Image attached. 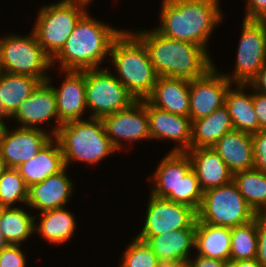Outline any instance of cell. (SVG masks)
<instances>
[{"mask_svg":"<svg viewBox=\"0 0 266 267\" xmlns=\"http://www.w3.org/2000/svg\"><path fill=\"white\" fill-rule=\"evenodd\" d=\"M219 5V0H162L160 26L155 30L207 50L210 34L223 20Z\"/></svg>","mask_w":266,"mask_h":267,"instance_id":"cell-1","label":"cell"},{"mask_svg":"<svg viewBox=\"0 0 266 267\" xmlns=\"http://www.w3.org/2000/svg\"><path fill=\"white\" fill-rule=\"evenodd\" d=\"M134 34L144 43L159 77L193 80L215 66L207 50L197 44L167 38L155 29Z\"/></svg>","mask_w":266,"mask_h":267,"instance_id":"cell-2","label":"cell"},{"mask_svg":"<svg viewBox=\"0 0 266 267\" xmlns=\"http://www.w3.org/2000/svg\"><path fill=\"white\" fill-rule=\"evenodd\" d=\"M85 14L77 23L61 50L51 59L59 61L61 71L97 69L110 54L113 42L122 33Z\"/></svg>","mask_w":266,"mask_h":267,"instance_id":"cell-3","label":"cell"},{"mask_svg":"<svg viewBox=\"0 0 266 267\" xmlns=\"http://www.w3.org/2000/svg\"><path fill=\"white\" fill-rule=\"evenodd\" d=\"M110 58L119 77L135 100H146L152 93L158 74L144 43L131 32H123L113 42Z\"/></svg>","mask_w":266,"mask_h":267,"instance_id":"cell-4","label":"cell"},{"mask_svg":"<svg viewBox=\"0 0 266 267\" xmlns=\"http://www.w3.org/2000/svg\"><path fill=\"white\" fill-rule=\"evenodd\" d=\"M151 179L155 185L150 194L187 205L197 212L203 191L186 152L166 154Z\"/></svg>","mask_w":266,"mask_h":267,"instance_id":"cell-5","label":"cell"},{"mask_svg":"<svg viewBox=\"0 0 266 267\" xmlns=\"http://www.w3.org/2000/svg\"><path fill=\"white\" fill-rule=\"evenodd\" d=\"M55 138L61 146L66 167L71 160L95 164L117 151L106 135L102 119L64 123Z\"/></svg>","mask_w":266,"mask_h":267,"instance_id":"cell-6","label":"cell"},{"mask_svg":"<svg viewBox=\"0 0 266 267\" xmlns=\"http://www.w3.org/2000/svg\"><path fill=\"white\" fill-rule=\"evenodd\" d=\"M87 5L79 1L60 0L40 9L33 33L51 59L61 50L78 21L87 13Z\"/></svg>","mask_w":266,"mask_h":267,"instance_id":"cell-7","label":"cell"},{"mask_svg":"<svg viewBox=\"0 0 266 267\" xmlns=\"http://www.w3.org/2000/svg\"><path fill=\"white\" fill-rule=\"evenodd\" d=\"M255 217V212L248 206L237 185L232 181L203 192L196 220L232 228L246 224Z\"/></svg>","mask_w":266,"mask_h":267,"instance_id":"cell-8","label":"cell"},{"mask_svg":"<svg viewBox=\"0 0 266 267\" xmlns=\"http://www.w3.org/2000/svg\"><path fill=\"white\" fill-rule=\"evenodd\" d=\"M4 72L27 75L45 82V71L52 66L51 58L43 51L35 34L30 36L9 35L0 39Z\"/></svg>","mask_w":266,"mask_h":267,"instance_id":"cell-9","label":"cell"},{"mask_svg":"<svg viewBox=\"0 0 266 267\" xmlns=\"http://www.w3.org/2000/svg\"><path fill=\"white\" fill-rule=\"evenodd\" d=\"M86 106L91 118L102 119L129 107L135 98L116 76L106 69L85 70Z\"/></svg>","mask_w":266,"mask_h":267,"instance_id":"cell-10","label":"cell"},{"mask_svg":"<svg viewBox=\"0 0 266 267\" xmlns=\"http://www.w3.org/2000/svg\"><path fill=\"white\" fill-rule=\"evenodd\" d=\"M266 63V26L259 20L243 19L235 72L224 76L233 84H248Z\"/></svg>","mask_w":266,"mask_h":267,"instance_id":"cell-11","label":"cell"},{"mask_svg":"<svg viewBox=\"0 0 266 267\" xmlns=\"http://www.w3.org/2000/svg\"><path fill=\"white\" fill-rule=\"evenodd\" d=\"M145 223L136 238L146 241L151 236L181 229H196L197 212L184 204L149 195Z\"/></svg>","mask_w":266,"mask_h":267,"instance_id":"cell-12","label":"cell"},{"mask_svg":"<svg viewBox=\"0 0 266 267\" xmlns=\"http://www.w3.org/2000/svg\"><path fill=\"white\" fill-rule=\"evenodd\" d=\"M102 121L106 135L117 150L122 148V140L131 142L151 139L147 99L136 100L129 107L103 117Z\"/></svg>","mask_w":266,"mask_h":267,"instance_id":"cell-13","label":"cell"},{"mask_svg":"<svg viewBox=\"0 0 266 267\" xmlns=\"http://www.w3.org/2000/svg\"><path fill=\"white\" fill-rule=\"evenodd\" d=\"M212 67L205 75L189 81V117L191 122L210 115L225 105L231 82Z\"/></svg>","mask_w":266,"mask_h":267,"instance_id":"cell-14","label":"cell"},{"mask_svg":"<svg viewBox=\"0 0 266 267\" xmlns=\"http://www.w3.org/2000/svg\"><path fill=\"white\" fill-rule=\"evenodd\" d=\"M53 138L40 128L5 129L0 150L7 168H18L35 155Z\"/></svg>","mask_w":266,"mask_h":267,"instance_id":"cell-15","label":"cell"},{"mask_svg":"<svg viewBox=\"0 0 266 267\" xmlns=\"http://www.w3.org/2000/svg\"><path fill=\"white\" fill-rule=\"evenodd\" d=\"M50 77L45 82H41L33 93L23 100L16 112L10 117L17 119L22 126L20 128H38L37 124L45 123L56 119L57 124L52 129L50 135L55 137L59 131V117L57 111L56 97Z\"/></svg>","mask_w":266,"mask_h":267,"instance_id":"cell-16","label":"cell"},{"mask_svg":"<svg viewBox=\"0 0 266 267\" xmlns=\"http://www.w3.org/2000/svg\"><path fill=\"white\" fill-rule=\"evenodd\" d=\"M147 115L151 139H170L178 145L170 152H187L191 149L192 122L189 116L170 113L153 106L147 100Z\"/></svg>","mask_w":266,"mask_h":267,"instance_id":"cell-17","label":"cell"},{"mask_svg":"<svg viewBox=\"0 0 266 267\" xmlns=\"http://www.w3.org/2000/svg\"><path fill=\"white\" fill-rule=\"evenodd\" d=\"M65 81L59 88L53 87L57 111L59 117V128L62 124L83 120V115L86 106V92H85V70L75 71L66 70Z\"/></svg>","mask_w":266,"mask_h":267,"instance_id":"cell-18","label":"cell"},{"mask_svg":"<svg viewBox=\"0 0 266 267\" xmlns=\"http://www.w3.org/2000/svg\"><path fill=\"white\" fill-rule=\"evenodd\" d=\"M66 168L41 183L29 186L26 206L39 210L40 213L65 207L73 190V182L67 176Z\"/></svg>","mask_w":266,"mask_h":267,"instance_id":"cell-19","label":"cell"},{"mask_svg":"<svg viewBox=\"0 0 266 267\" xmlns=\"http://www.w3.org/2000/svg\"><path fill=\"white\" fill-rule=\"evenodd\" d=\"M186 153L203 192L233 181V173L212 147L193 148Z\"/></svg>","mask_w":266,"mask_h":267,"instance_id":"cell-20","label":"cell"},{"mask_svg":"<svg viewBox=\"0 0 266 267\" xmlns=\"http://www.w3.org/2000/svg\"><path fill=\"white\" fill-rule=\"evenodd\" d=\"M212 148L233 174L254 167L253 142L250 133L233 129L219 139Z\"/></svg>","mask_w":266,"mask_h":267,"instance_id":"cell-21","label":"cell"},{"mask_svg":"<svg viewBox=\"0 0 266 267\" xmlns=\"http://www.w3.org/2000/svg\"><path fill=\"white\" fill-rule=\"evenodd\" d=\"M189 81L184 78L158 77L147 100L159 109L189 116Z\"/></svg>","mask_w":266,"mask_h":267,"instance_id":"cell-22","label":"cell"},{"mask_svg":"<svg viewBox=\"0 0 266 267\" xmlns=\"http://www.w3.org/2000/svg\"><path fill=\"white\" fill-rule=\"evenodd\" d=\"M195 231L196 229L169 231L151 236L145 242L162 265L189 261V252L195 248Z\"/></svg>","mask_w":266,"mask_h":267,"instance_id":"cell-23","label":"cell"},{"mask_svg":"<svg viewBox=\"0 0 266 267\" xmlns=\"http://www.w3.org/2000/svg\"><path fill=\"white\" fill-rule=\"evenodd\" d=\"M65 167L61 146L54 137L34 158L22 163L17 169L29 187L43 182L47 177L59 173Z\"/></svg>","mask_w":266,"mask_h":267,"instance_id":"cell-24","label":"cell"},{"mask_svg":"<svg viewBox=\"0 0 266 267\" xmlns=\"http://www.w3.org/2000/svg\"><path fill=\"white\" fill-rule=\"evenodd\" d=\"M231 228L214 226L196 220L195 249L197 255L218 259L230 260Z\"/></svg>","mask_w":266,"mask_h":267,"instance_id":"cell-25","label":"cell"},{"mask_svg":"<svg viewBox=\"0 0 266 267\" xmlns=\"http://www.w3.org/2000/svg\"><path fill=\"white\" fill-rule=\"evenodd\" d=\"M237 89L229 87L225 97V107L230 114L233 128L235 130L255 133L260 130L256 112L253 105V93L244 92L248 84H236Z\"/></svg>","mask_w":266,"mask_h":267,"instance_id":"cell-26","label":"cell"},{"mask_svg":"<svg viewBox=\"0 0 266 267\" xmlns=\"http://www.w3.org/2000/svg\"><path fill=\"white\" fill-rule=\"evenodd\" d=\"M233 129L230 114L224 105L207 117L192 121L191 149L212 147Z\"/></svg>","mask_w":266,"mask_h":267,"instance_id":"cell-27","label":"cell"},{"mask_svg":"<svg viewBox=\"0 0 266 267\" xmlns=\"http://www.w3.org/2000/svg\"><path fill=\"white\" fill-rule=\"evenodd\" d=\"M40 83L41 81L38 78L3 72L0 75L2 95L0 104L5 113L11 117L20 103L28 98Z\"/></svg>","mask_w":266,"mask_h":267,"instance_id":"cell-28","label":"cell"},{"mask_svg":"<svg viewBox=\"0 0 266 267\" xmlns=\"http://www.w3.org/2000/svg\"><path fill=\"white\" fill-rule=\"evenodd\" d=\"M40 223H34V232H38L50 243L67 242L76 229V222L64 207L41 212Z\"/></svg>","mask_w":266,"mask_h":267,"instance_id":"cell-29","label":"cell"},{"mask_svg":"<svg viewBox=\"0 0 266 267\" xmlns=\"http://www.w3.org/2000/svg\"><path fill=\"white\" fill-rule=\"evenodd\" d=\"M233 182L256 215H266V173L255 168L233 174Z\"/></svg>","mask_w":266,"mask_h":267,"instance_id":"cell-30","label":"cell"},{"mask_svg":"<svg viewBox=\"0 0 266 267\" xmlns=\"http://www.w3.org/2000/svg\"><path fill=\"white\" fill-rule=\"evenodd\" d=\"M35 217L20 207L0 208V228L5 240L12 245H21L34 233Z\"/></svg>","mask_w":266,"mask_h":267,"instance_id":"cell-31","label":"cell"},{"mask_svg":"<svg viewBox=\"0 0 266 267\" xmlns=\"http://www.w3.org/2000/svg\"><path fill=\"white\" fill-rule=\"evenodd\" d=\"M230 260L257 258V215L250 222L231 228Z\"/></svg>","mask_w":266,"mask_h":267,"instance_id":"cell-32","label":"cell"},{"mask_svg":"<svg viewBox=\"0 0 266 267\" xmlns=\"http://www.w3.org/2000/svg\"><path fill=\"white\" fill-rule=\"evenodd\" d=\"M28 187L17 168H6L0 175V208L27 203Z\"/></svg>","mask_w":266,"mask_h":267,"instance_id":"cell-33","label":"cell"},{"mask_svg":"<svg viewBox=\"0 0 266 267\" xmlns=\"http://www.w3.org/2000/svg\"><path fill=\"white\" fill-rule=\"evenodd\" d=\"M133 239L124 251L120 267H160L162 265L146 242L136 237Z\"/></svg>","mask_w":266,"mask_h":267,"instance_id":"cell-34","label":"cell"},{"mask_svg":"<svg viewBox=\"0 0 266 267\" xmlns=\"http://www.w3.org/2000/svg\"><path fill=\"white\" fill-rule=\"evenodd\" d=\"M254 167L266 173V130H259L252 133Z\"/></svg>","mask_w":266,"mask_h":267,"instance_id":"cell-35","label":"cell"},{"mask_svg":"<svg viewBox=\"0 0 266 267\" xmlns=\"http://www.w3.org/2000/svg\"><path fill=\"white\" fill-rule=\"evenodd\" d=\"M21 245L9 244L0 251V267H26V260Z\"/></svg>","mask_w":266,"mask_h":267,"instance_id":"cell-36","label":"cell"},{"mask_svg":"<svg viewBox=\"0 0 266 267\" xmlns=\"http://www.w3.org/2000/svg\"><path fill=\"white\" fill-rule=\"evenodd\" d=\"M266 267V215H257V258Z\"/></svg>","mask_w":266,"mask_h":267,"instance_id":"cell-37","label":"cell"},{"mask_svg":"<svg viewBox=\"0 0 266 267\" xmlns=\"http://www.w3.org/2000/svg\"><path fill=\"white\" fill-rule=\"evenodd\" d=\"M246 5L244 19L262 21L266 18V0H247Z\"/></svg>","mask_w":266,"mask_h":267,"instance_id":"cell-38","label":"cell"},{"mask_svg":"<svg viewBox=\"0 0 266 267\" xmlns=\"http://www.w3.org/2000/svg\"><path fill=\"white\" fill-rule=\"evenodd\" d=\"M253 105L260 130H266V95L254 90Z\"/></svg>","mask_w":266,"mask_h":267,"instance_id":"cell-39","label":"cell"},{"mask_svg":"<svg viewBox=\"0 0 266 267\" xmlns=\"http://www.w3.org/2000/svg\"><path fill=\"white\" fill-rule=\"evenodd\" d=\"M248 87H252L255 91L266 95V63L248 83Z\"/></svg>","mask_w":266,"mask_h":267,"instance_id":"cell-40","label":"cell"},{"mask_svg":"<svg viewBox=\"0 0 266 267\" xmlns=\"http://www.w3.org/2000/svg\"><path fill=\"white\" fill-rule=\"evenodd\" d=\"M190 267H223L224 261L213 259V258H206L200 255H197L195 259H189Z\"/></svg>","mask_w":266,"mask_h":267,"instance_id":"cell-41","label":"cell"},{"mask_svg":"<svg viewBox=\"0 0 266 267\" xmlns=\"http://www.w3.org/2000/svg\"><path fill=\"white\" fill-rule=\"evenodd\" d=\"M243 267H262L256 259L243 260Z\"/></svg>","mask_w":266,"mask_h":267,"instance_id":"cell-42","label":"cell"},{"mask_svg":"<svg viewBox=\"0 0 266 267\" xmlns=\"http://www.w3.org/2000/svg\"><path fill=\"white\" fill-rule=\"evenodd\" d=\"M160 267H190V264L188 261H183L178 263L163 264Z\"/></svg>","mask_w":266,"mask_h":267,"instance_id":"cell-43","label":"cell"},{"mask_svg":"<svg viewBox=\"0 0 266 267\" xmlns=\"http://www.w3.org/2000/svg\"><path fill=\"white\" fill-rule=\"evenodd\" d=\"M223 267H243V260L242 261L227 260L225 261Z\"/></svg>","mask_w":266,"mask_h":267,"instance_id":"cell-44","label":"cell"},{"mask_svg":"<svg viewBox=\"0 0 266 267\" xmlns=\"http://www.w3.org/2000/svg\"><path fill=\"white\" fill-rule=\"evenodd\" d=\"M9 245V243L5 240L1 228H0V251L4 248H6Z\"/></svg>","mask_w":266,"mask_h":267,"instance_id":"cell-45","label":"cell"},{"mask_svg":"<svg viewBox=\"0 0 266 267\" xmlns=\"http://www.w3.org/2000/svg\"><path fill=\"white\" fill-rule=\"evenodd\" d=\"M1 98H2V95H1V87H0V100H1ZM6 118L9 119V116L5 113L2 105L0 104V121H3V119H6Z\"/></svg>","mask_w":266,"mask_h":267,"instance_id":"cell-46","label":"cell"},{"mask_svg":"<svg viewBox=\"0 0 266 267\" xmlns=\"http://www.w3.org/2000/svg\"><path fill=\"white\" fill-rule=\"evenodd\" d=\"M6 165L4 163L3 157H2V153L0 150V175L2 174V172L6 169Z\"/></svg>","mask_w":266,"mask_h":267,"instance_id":"cell-47","label":"cell"},{"mask_svg":"<svg viewBox=\"0 0 266 267\" xmlns=\"http://www.w3.org/2000/svg\"><path fill=\"white\" fill-rule=\"evenodd\" d=\"M6 128H7V126L4 124V122L0 121V142H1L2 136H3Z\"/></svg>","mask_w":266,"mask_h":267,"instance_id":"cell-48","label":"cell"},{"mask_svg":"<svg viewBox=\"0 0 266 267\" xmlns=\"http://www.w3.org/2000/svg\"><path fill=\"white\" fill-rule=\"evenodd\" d=\"M4 72L3 64H2V49L0 45V75Z\"/></svg>","mask_w":266,"mask_h":267,"instance_id":"cell-49","label":"cell"},{"mask_svg":"<svg viewBox=\"0 0 266 267\" xmlns=\"http://www.w3.org/2000/svg\"><path fill=\"white\" fill-rule=\"evenodd\" d=\"M71 1H79V2L86 3V4L92 2V0H71Z\"/></svg>","mask_w":266,"mask_h":267,"instance_id":"cell-50","label":"cell"},{"mask_svg":"<svg viewBox=\"0 0 266 267\" xmlns=\"http://www.w3.org/2000/svg\"><path fill=\"white\" fill-rule=\"evenodd\" d=\"M262 22L265 24V26H266V18H264L263 20H262Z\"/></svg>","mask_w":266,"mask_h":267,"instance_id":"cell-51","label":"cell"}]
</instances>
